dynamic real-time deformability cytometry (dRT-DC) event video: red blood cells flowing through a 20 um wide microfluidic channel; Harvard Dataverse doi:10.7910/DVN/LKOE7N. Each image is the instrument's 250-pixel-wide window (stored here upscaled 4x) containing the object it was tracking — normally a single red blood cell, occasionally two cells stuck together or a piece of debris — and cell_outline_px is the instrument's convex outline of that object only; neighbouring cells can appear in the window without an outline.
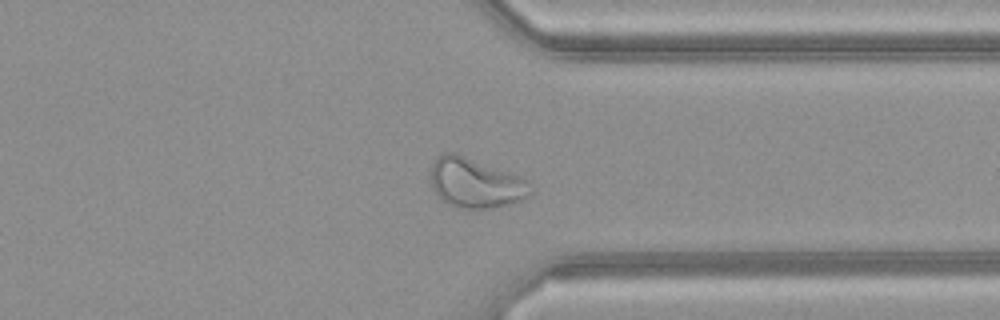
{"species": "common noctule bat (a hibernating species)", "species_latin": "Nyctalus noctula", "temperature_condition": "warm", "stored_images_in_passage": 38, "camera_frame_rate_fps": 3000, "um_per_image_px": 0.085, "animal": {"sex": "female", "body_mass_g": 21.9}, "frame": {"image": 1, "passage_image": 27, "time_ms": 8.667, "image_size_px": [1000, 320], "cell_outline_px": [[532, 196], [508, 204], [492, 208], [452, 208], [432, 188], [432, 164], [436, 156], [440, 152], [456, 152], [532, 180]], "centroid_in_image_um": [40.47, 15.53], "position_along_channel_um": 370.9, "area_um2": 29.42}}
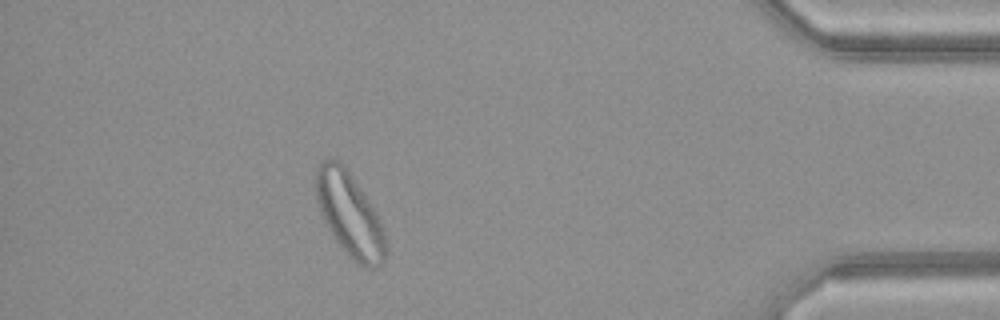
{"frame": {"image": 2, "passage_image": 33, "time_ms": 10.667, "image_size_px": [1000, 320], "cell_outline_px": [[388, 248], [384, 260], [380, 264], [372, 268], [364, 268], [352, 260], [348, 256], [332, 236], [320, 212], [316, 200], [316, 164], [324, 160], [340, 160], [344, 164], [372, 204], [380, 220], [384, 232]], "centroid_in_image_um": [29.72, 18.24], "position_along_channel_um": 405.5, "area_um2": 34.45}, "authors_computed_cell_mechanics": {"area_um2": 28.322, "velocity_mm_per_s": 4.1332, "shape_relaxation_time_tau1_ms": null, "shape_relaxation_time_tau2_ms": 0.7825, "deformation_change_tau1": null, "deformation_change_tau2": 0.0733}}